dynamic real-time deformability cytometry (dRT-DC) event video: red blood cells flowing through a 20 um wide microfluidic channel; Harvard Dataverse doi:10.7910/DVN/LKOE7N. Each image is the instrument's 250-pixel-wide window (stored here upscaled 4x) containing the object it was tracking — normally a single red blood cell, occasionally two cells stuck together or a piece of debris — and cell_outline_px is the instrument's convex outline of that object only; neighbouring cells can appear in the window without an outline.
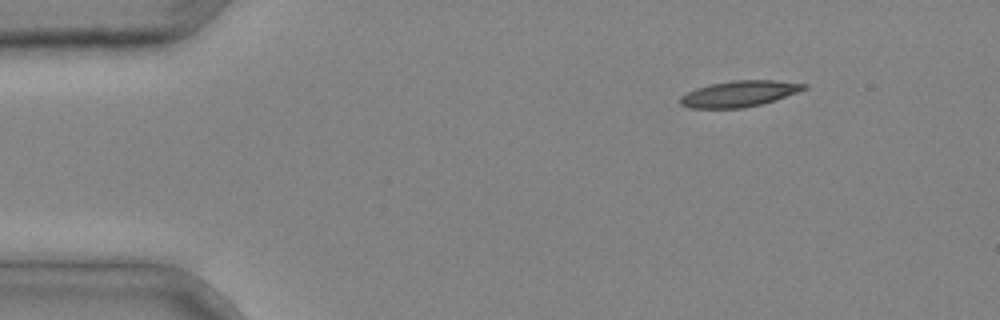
{"species": "common noctule bat (a hibernating species)", "species_latin": "Nyctalus noctula", "temperature_condition": "cold", "stored_images_in_passage": 2, "camera_frame_rate_fps": 3000, "um_per_image_px": 0.085, "animal": {"sex": "male", "body_mass_g": 20.4}, "frame": {"image": 1, "passage_image": 1, "time_ms": 0.0, "image_size_px": [1000, 320], "cell_outline_px": [[808, 88], [760, 104], [744, 108], [688, 108], [680, 104], [680, 96], [696, 88], [712, 84], [732, 80], [776, 80], [808, 84]], "centroid_in_image_um": [62.81, 7.96], "position_along_channel_um": 22.2, "area_um2": 18.55}}
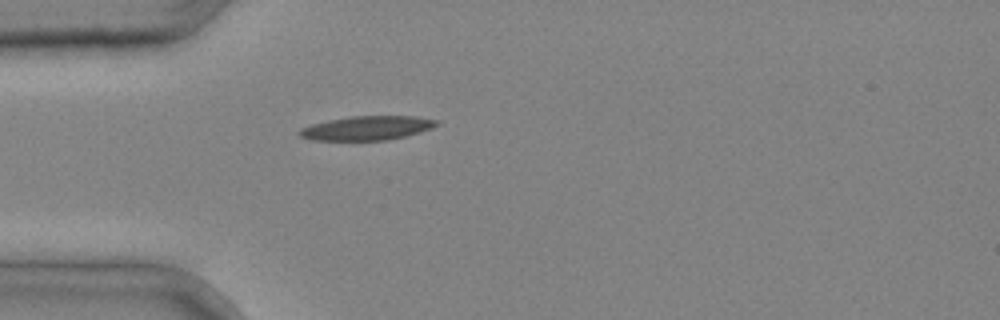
{"frame": {"image": 2, "passage_image": 2, "time_ms": 0.333, "image_size_px": [1000, 320], "cell_outline_px": [[440, 124], [432, 128], [420, 132], [388, 140], [312, 140], [300, 136], [296, 132], [300, 128], [312, 124], [328, 120], [352, 116], [416, 116], [440, 120]], "centroid_in_image_um": [31.21, 10.88], "position_along_channel_um": 53.8, "area_um2": 19.36}}